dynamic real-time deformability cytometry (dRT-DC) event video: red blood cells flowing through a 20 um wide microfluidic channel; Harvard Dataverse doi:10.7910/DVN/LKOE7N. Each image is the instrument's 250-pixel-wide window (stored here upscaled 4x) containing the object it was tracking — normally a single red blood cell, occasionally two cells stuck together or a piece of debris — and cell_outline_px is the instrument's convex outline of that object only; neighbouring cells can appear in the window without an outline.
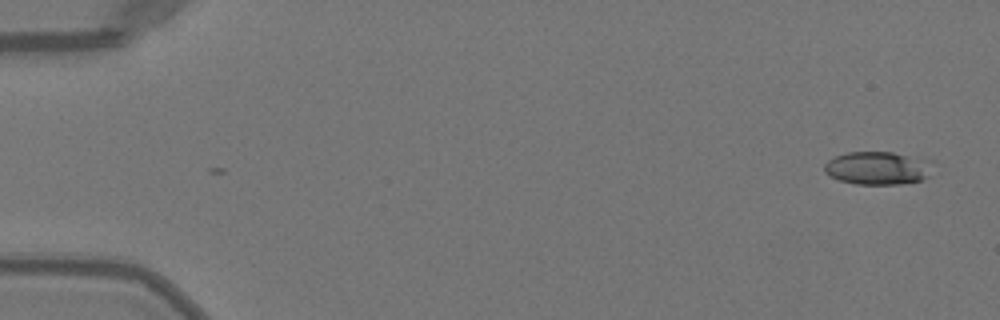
{"species": "Egyptian fruit bat (a non-hibernating species)", "species_latin": "Rousettus aegyptiacus", "temperature_condition": "warm", "stored_images_in_passage": 3, "camera_frame_rate_fps": 3000, "um_per_image_px": 0.085, "animal": {"sex": "female"}, "frame": {"image": 1, "passage_image": 3, "time_ms": 0.667, "image_size_px": [1000, 320], "cell_outline_px": [[932, 160], [928, 176], [920, 180], [900, 184], [856, 184], [840, 180], [824, 172], [824, 164], [828, 160], [836, 156], [848, 152], [892, 152]], "centroid_in_image_um": [74.6, 14.28], "position_along_channel_um": 10.4, "area_um2": 20.75}}